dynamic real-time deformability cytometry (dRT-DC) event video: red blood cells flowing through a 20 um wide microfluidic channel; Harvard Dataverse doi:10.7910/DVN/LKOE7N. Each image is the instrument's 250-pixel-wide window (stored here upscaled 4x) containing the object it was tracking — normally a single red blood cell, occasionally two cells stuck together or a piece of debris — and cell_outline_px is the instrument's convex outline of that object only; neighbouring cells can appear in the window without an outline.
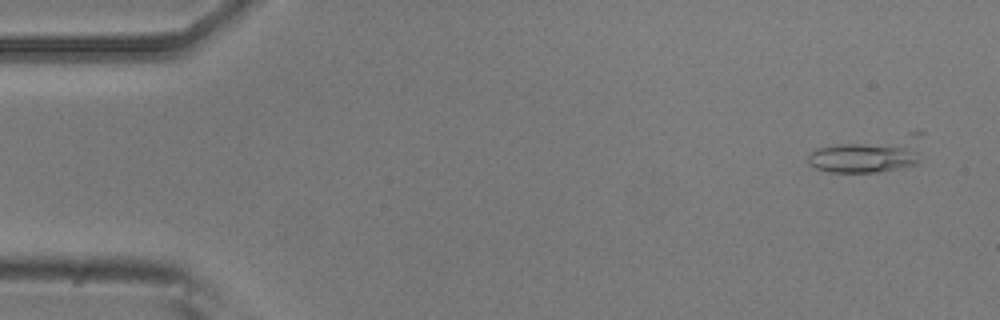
{"species": "common noctule bat (a hibernating species)", "species_latin": "Nyctalus noctula", "temperature_condition": "room temperature", "stored_images_in_passage": 3, "camera_frame_rate_fps": 3000, "um_per_image_px": 0.085, "animal": {"sex": "male", "body_mass_g": 20.5, "forearm_length_mm": 52.5}, "frame": {"image": 1, "passage_image": 1, "time_ms": 0.0, "image_size_px": [1000, 320], "cell_outline_px": [[924, 132], [916, 164], [880, 172], [832, 172], [816, 168], [808, 164], [808, 156], [816, 148], [836, 144], [908, 132]], "centroid_in_image_um": [73.88, 13.1], "position_along_channel_um": 11.1, "area_um2": 24.22}}